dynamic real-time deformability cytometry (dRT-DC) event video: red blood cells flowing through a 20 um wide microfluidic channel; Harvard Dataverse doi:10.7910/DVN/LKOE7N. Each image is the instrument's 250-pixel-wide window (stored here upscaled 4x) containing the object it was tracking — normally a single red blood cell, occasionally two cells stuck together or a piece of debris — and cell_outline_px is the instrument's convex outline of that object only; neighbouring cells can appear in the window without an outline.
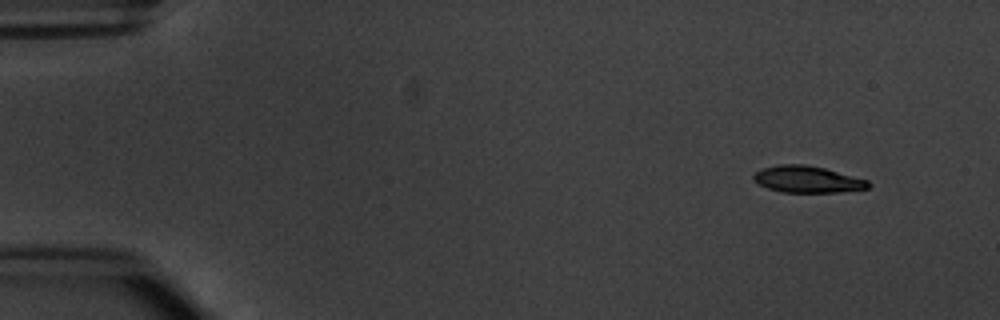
{"species": "common noctule bat (a hibernating species)", "species_latin": "Nyctalus noctula", "temperature_condition": "warm", "stored_images_in_passage": 5, "segment_of_instrument_passage": [2, 2], "camera_frame_rate_fps": 3000, "um_per_image_px": 0.085, "animal": {"sex": "male", "body_mass_g": 20.1, "forearm_length_mm": 53.5}, "frame": {"image": 1, "passage_image": 5, "time_ms": 6.0, "image_size_px": [1000, 320], "cell_outline_px": [[872, 184], [868, 188], [840, 192], [784, 192], [768, 188], [752, 180], [752, 176], [756, 172], [764, 168], [780, 164], [804, 164], [824, 168], [868, 180]], "centroid_in_image_um": [68.64, 15.24], "position_along_channel_um": 16.4, "area_um2": 17.69}}